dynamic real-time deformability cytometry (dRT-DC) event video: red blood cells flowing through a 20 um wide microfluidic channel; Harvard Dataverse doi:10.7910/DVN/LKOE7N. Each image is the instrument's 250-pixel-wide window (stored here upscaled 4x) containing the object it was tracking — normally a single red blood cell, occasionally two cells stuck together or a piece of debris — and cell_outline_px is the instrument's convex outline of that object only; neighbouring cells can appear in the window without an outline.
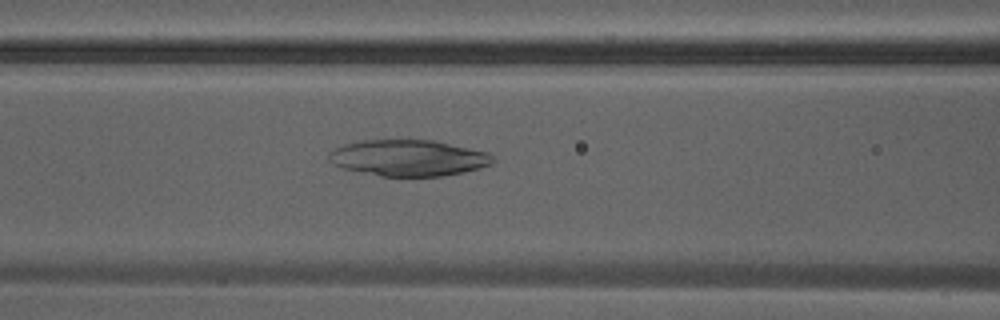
{"species": "Egyptian fruit bat (a non-hibernating species)", "species_latin": "Rousettus aegyptiacus", "temperature_condition": "warm", "stored_images_in_passage": 26, "camera_frame_rate_fps": 3000, "um_per_image_px": 0.085, "animal": {"sex": "male"}, "frame": {"image": 1, "passage_image": 8, "time_ms": 2.333, "image_size_px": [1000, 320], "cell_outline_px": [[496, 160], [480, 168], [440, 176], [380, 176], [344, 168], [332, 164], [328, 160], [328, 152], [344, 144], [364, 140], [432, 140], [488, 152]], "centroid_in_image_um": [34.68, 13.42], "position_along_channel_um": 131.9, "area_um2": 34.28}}
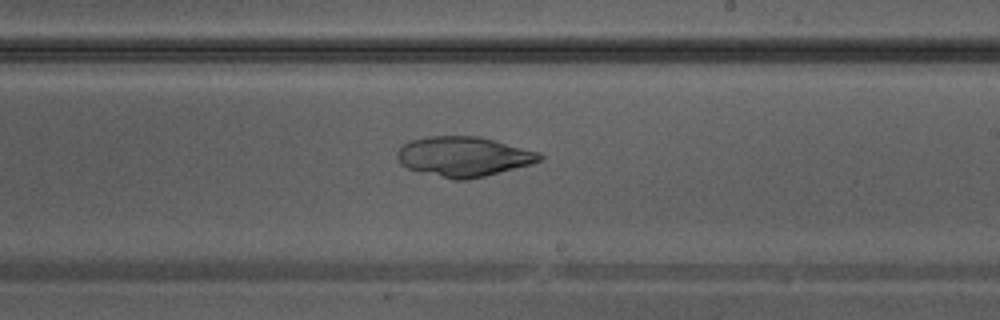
{"frame": {"image": 2, "passage_image": 15, "time_ms": 4.667, "image_size_px": [1000, 320], "cell_outline_px": [[544, 156], [540, 160], [532, 164], [468, 180], [452, 180], [420, 172], [408, 168], [400, 164], [396, 156], [396, 152], [408, 140], [428, 136], [480, 136], [540, 152]], "centroid_in_image_um": [39.39, 13.31], "position_along_channel_um": 249.6, "area_um2": 33.35}}